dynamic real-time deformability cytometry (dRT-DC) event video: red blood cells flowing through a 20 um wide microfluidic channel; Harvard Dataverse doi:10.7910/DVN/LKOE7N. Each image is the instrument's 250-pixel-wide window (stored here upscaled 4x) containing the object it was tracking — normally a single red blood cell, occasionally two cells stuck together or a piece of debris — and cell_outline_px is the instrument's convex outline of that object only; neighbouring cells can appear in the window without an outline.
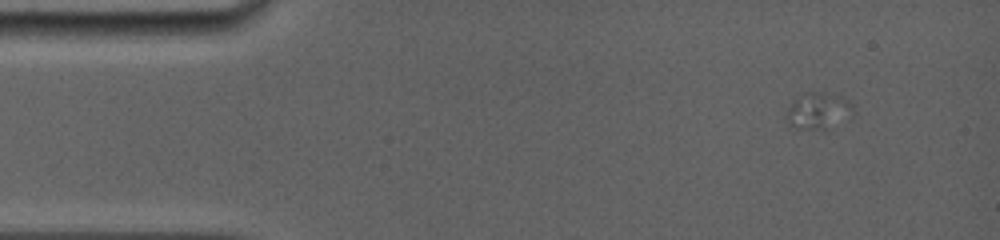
{"species": "common noctule bat (a hibernating species)", "species_latin": "Nyctalus noctula", "temperature_condition": "room temperature", "stored_images_in_passage": 11, "camera_frame_rate_fps": 5000, "um_per_image_px": 0.085, "animal": {"sex": "female", "body_mass_g": 19.0, "forearm_length_mm": 56.7}, "frame": {"image": 1, "passage_image": 1, "time_ms": 0.0, "image_size_px": [1000, 240], "cell_outline_px": [[852, 116], [824, 132], [788, 128], [784, 116], [792, 100], [800, 92], [836, 92], [844, 96], [852, 104]], "centroid_in_image_um": [69.51, 9.44], "position_along_channel_um": 15.5, "area_um2": 15.49}}